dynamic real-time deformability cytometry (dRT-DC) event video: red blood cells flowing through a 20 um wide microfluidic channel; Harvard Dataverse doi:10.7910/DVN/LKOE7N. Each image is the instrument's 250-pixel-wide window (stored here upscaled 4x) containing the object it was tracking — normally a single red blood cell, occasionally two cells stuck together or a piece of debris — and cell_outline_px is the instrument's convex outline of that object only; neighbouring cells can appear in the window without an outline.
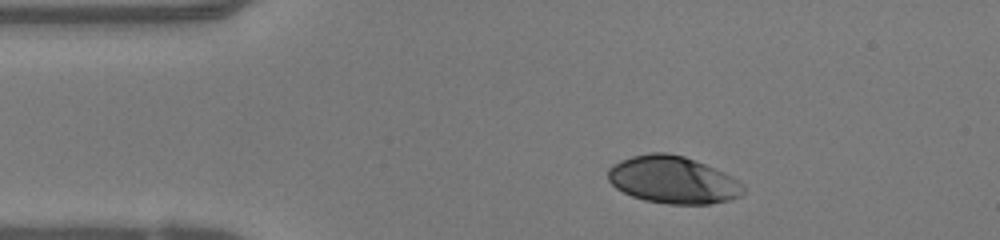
{"species": "human", "species_latin": "Homo sapiens", "temperature_condition": "warm", "stored_images_in_passage": 33, "camera_frame_rate_fps": 3000, "um_per_image_px": 0.085, "donor": {"sex": "female"}, "frame": {"image": 1, "passage_image": 1, "time_ms": 0.0, "image_size_px": [1000, 240], "cell_outline_px": [[744, 192], [740, 196], [728, 200], [708, 204], [668, 204], [644, 200], [632, 196], [616, 188], [608, 180], [608, 168], [612, 164], [620, 160], [632, 156], [652, 152], [668, 152], [684, 156], [724, 172], [732, 176], [744, 188]], "centroid_in_image_um": [57.16, 15.28], "position_along_channel_um": 27.8, "area_um2": 37.22}}
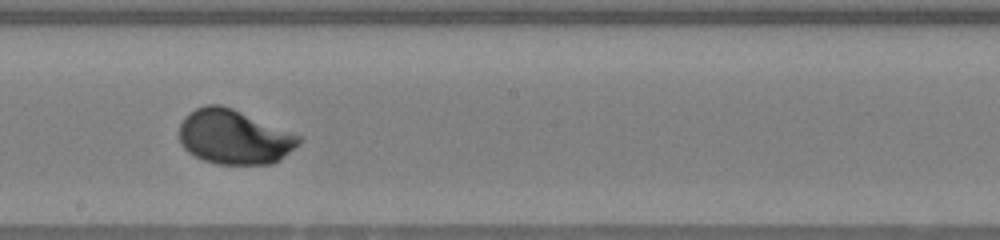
{"frame": {"image": 2, "passage_image": 19, "time_ms": 6.0, "image_size_px": [1000, 240], "cell_outline_px": [[304, 140], [300, 144], [280, 160], [272, 164], [216, 164], [204, 160], [188, 152], [180, 144], [180, 124], [196, 108], [208, 104], [220, 104], [232, 108], [304, 136]], "centroid_in_image_um": [19.97, 11.65], "position_along_channel_um": 228.2, "area_um2": 38.15}}
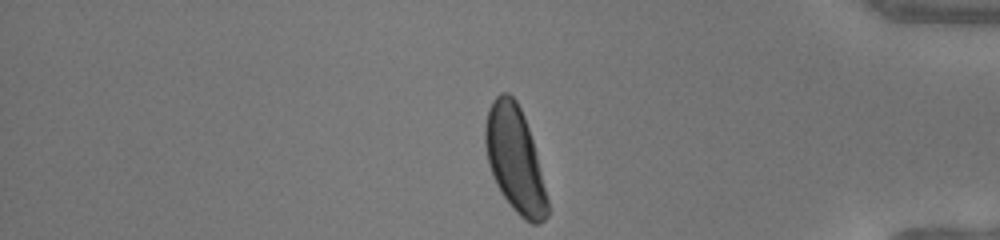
{"frame": {"image": 3, "passage_image": 33, "time_ms": 10.667, "image_size_px": [1000, 240], "cell_outline_px": [[548, 216], [544, 220], [536, 224], [532, 224], [524, 220], [512, 208], [500, 192], [492, 176], [488, 164], [484, 144], [484, 124], [488, 108], [492, 100], [500, 92], [508, 92], [516, 100], [524, 116], [532, 140], [548, 200]], "centroid_in_image_um": [43.73, 13.53], "position_along_channel_um": 391.5, "area_um2": 38.26}, "authors_computed_cell_mechanics": {"area_um2": 37.3966, "velocity_mm_per_s": 4.1562, "shape_relaxation_time_tau1_ms": 2.0317, "shape_relaxation_time_tau2_ms": null, "deformation_change_tau1": 0.1595, "deformation_change_tau2": null}}